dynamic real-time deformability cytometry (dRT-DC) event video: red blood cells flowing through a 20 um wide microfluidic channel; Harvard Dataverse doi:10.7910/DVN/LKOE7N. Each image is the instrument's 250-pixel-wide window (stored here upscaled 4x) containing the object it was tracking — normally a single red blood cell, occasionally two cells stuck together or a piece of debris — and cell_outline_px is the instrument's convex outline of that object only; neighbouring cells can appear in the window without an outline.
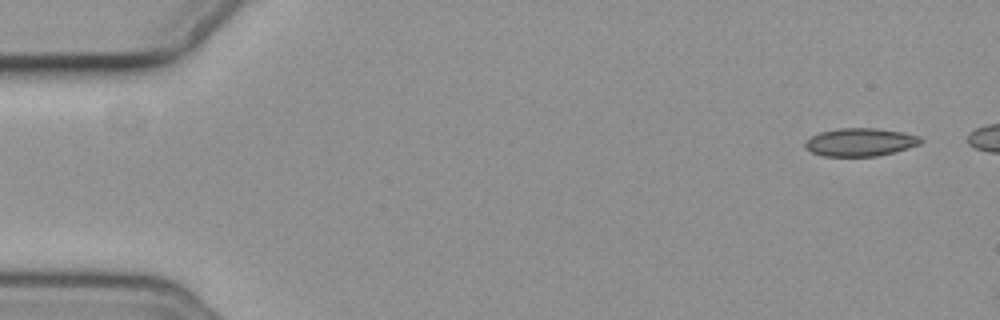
{"species": "common noctule bat (a hibernating species)", "species_latin": "Nyctalus noctula", "temperature_condition": "cold", "stored_images_in_passage": 4, "camera_frame_rate_fps": 3000, "um_per_image_px": 0.085, "animal": {"sex": "female", "body_mass_g": 19.3, "forearm_length_mm": 54.1}, "frame": {"image": 1, "passage_image": 1, "time_ms": 0.0, "image_size_px": [1000, 320], "cell_outline_px": [[924, 140], [920, 144], [896, 152], [876, 156], [824, 156], [812, 152], [804, 148], [804, 144], [812, 136], [820, 132], [840, 128], [880, 128], [904, 132], [920, 136]], "centroid_in_image_um": [73.16, 12.08], "position_along_channel_um": 11.8, "area_um2": 19.02}}